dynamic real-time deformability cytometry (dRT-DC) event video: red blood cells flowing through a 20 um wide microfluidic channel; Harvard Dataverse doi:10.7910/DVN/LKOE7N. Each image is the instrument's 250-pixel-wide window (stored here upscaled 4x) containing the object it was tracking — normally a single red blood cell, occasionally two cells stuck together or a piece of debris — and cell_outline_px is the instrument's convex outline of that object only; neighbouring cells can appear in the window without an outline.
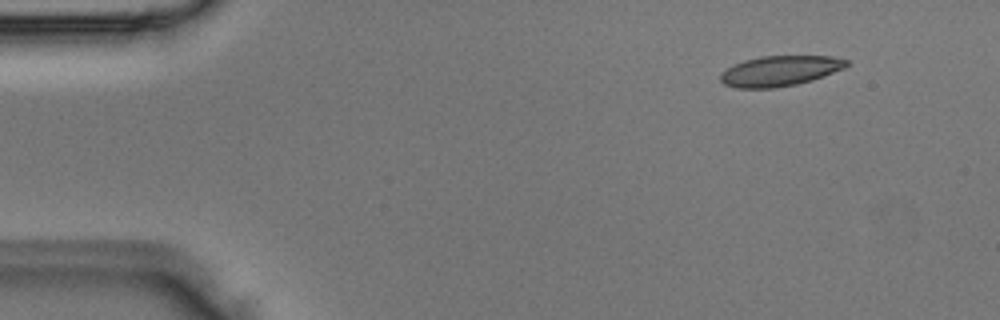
{"species": "Egyptian fruit bat (a non-hibernating species)", "species_latin": "Rousettus aegyptiacus", "temperature_condition": "room temperature", "stored_images_in_passage": 2, "segment_of_instrument_passage": [2, 2], "camera_frame_rate_fps": 3000, "um_per_image_px": 0.085, "animal": {"sex": "male"}, "frame": {"image": 1, "passage_image": 2, "time_ms": 0.333, "image_size_px": [1000, 320], "cell_outline_px": [[848, 64], [844, 68], [824, 76], [812, 80], [796, 84], [772, 88], [736, 88], [724, 84], [720, 80], [720, 72], [744, 60], [760, 56], [832, 56], [848, 60]], "centroid_in_image_um": [66.28, 6.03], "position_along_channel_um": 18.7, "area_um2": 22.2}}